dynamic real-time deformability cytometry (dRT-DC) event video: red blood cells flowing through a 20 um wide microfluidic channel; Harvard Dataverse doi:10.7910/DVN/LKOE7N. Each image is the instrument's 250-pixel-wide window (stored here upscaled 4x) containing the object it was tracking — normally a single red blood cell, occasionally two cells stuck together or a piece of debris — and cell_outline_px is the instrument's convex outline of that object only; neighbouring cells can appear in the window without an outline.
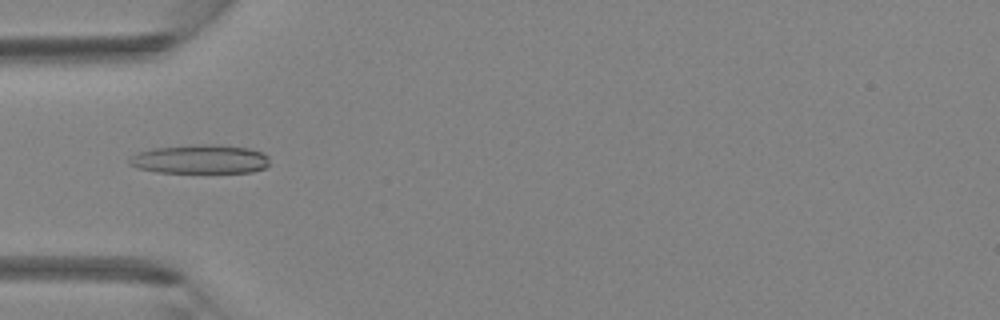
{"species": "Egyptian fruit bat (a non-hibernating species)", "species_latin": "Rousettus aegyptiacus", "temperature_condition": "room temperature", "stored_images_in_passage": 2, "camera_frame_rate_fps": 3000, "um_per_image_px": 0.085, "animal": {"sex": "female"}, "frame": {"image": 1, "passage_image": 2, "time_ms": 0.333, "image_size_px": [1000, 320], "cell_outline_px": [[268, 164], [264, 168], [252, 172], [156, 172], [136, 168], [128, 164], [128, 160], [136, 152], [152, 148], [192, 144], [220, 144], [248, 148], [260, 152], [268, 156]], "centroid_in_image_um": [16.96, 13.52], "position_along_channel_um": 68.0, "area_um2": 23.87}}